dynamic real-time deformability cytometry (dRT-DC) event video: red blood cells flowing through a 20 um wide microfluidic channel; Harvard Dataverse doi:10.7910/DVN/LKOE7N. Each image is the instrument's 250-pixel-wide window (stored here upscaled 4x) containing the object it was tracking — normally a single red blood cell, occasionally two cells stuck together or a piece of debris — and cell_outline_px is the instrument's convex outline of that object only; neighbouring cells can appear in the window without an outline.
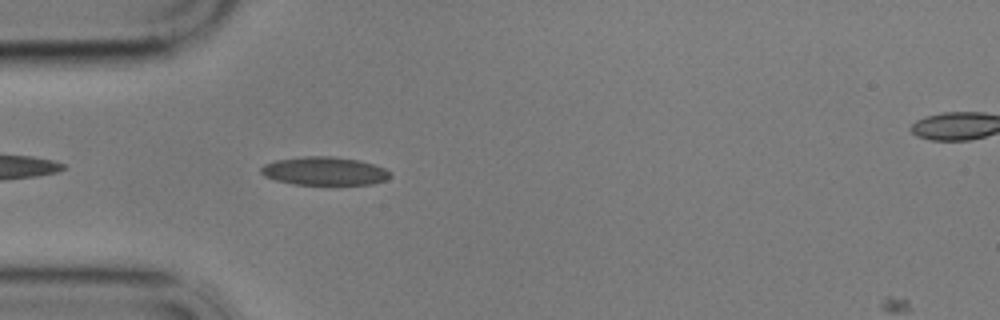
{"species": "common noctule bat (a hibernating species)", "species_latin": "Nyctalus noctula", "temperature_condition": "cold", "stored_images_in_passage": 15, "camera_frame_rate_fps": 3000, "um_per_image_px": 0.085, "animal": {"sex": "male", "body_mass_g": 17.9}, "frame": {"image": 1, "passage_image": 3, "time_ms": 0.667, "image_size_px": [1000, 320], "cell_outline_px": [[392, 176], [384, 180], [372, 184], [292, 184], [276, 180], [264, 176], [260, 172], [260, 168], [264, 164], [276, 160], [304, 156], [332, 156], [360, 160], [384, 168], [392, 172]], "centroid_in_image_um": [27.57, 14.53], "position_along_channel_um": 57.4, "area_um2": 21.33}}
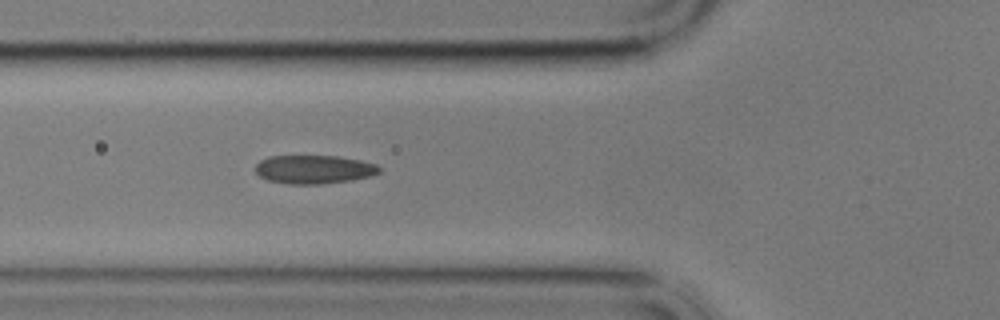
{"frame": {"image": 2, "passage_image": 7, "time_ms": 2.0, "image_size_px": [1000, 320], "cell_outline_px": [[380, 172], [372, 176], [352, 180], [320, 184], [288, 184], [268, 180], [260, 176], [256, 172], [256, 164], [260, 160], [268, 156], [336, 156], [360, 160], [376, 164], [380, 168]], "centroid_in_image_um": [26.69, 14.4], "position_along_channel_um": 99.1, "area_um2": 20.63}}
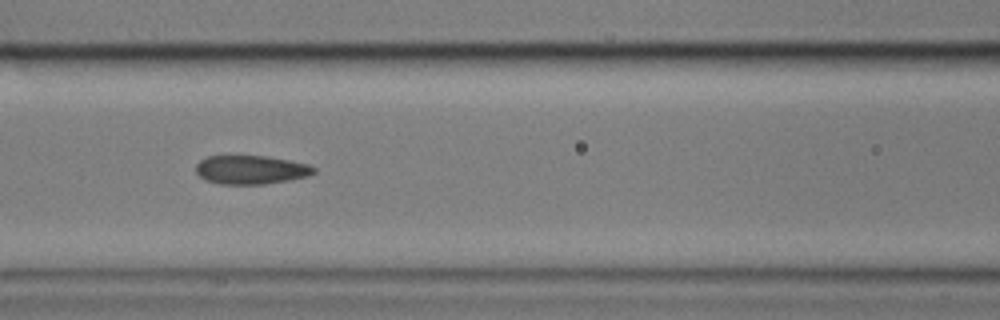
{"frame": {"image": 3, "passage_image": 11, "time_ms": 3.333, "image_size_px": [1000, 320], "cell_outline_px": [[316, 172], [308, 176], [264, 184], [220, 184], [204, 180], [196, 172], [196, 164], [200, 160], [208, 156], [268, 156], [308, 164], [316, 168]], "centroid_in_image_um": [21.31, 14.43], "position_along_channel_um": 145.3, "area_um2": 19.71}}